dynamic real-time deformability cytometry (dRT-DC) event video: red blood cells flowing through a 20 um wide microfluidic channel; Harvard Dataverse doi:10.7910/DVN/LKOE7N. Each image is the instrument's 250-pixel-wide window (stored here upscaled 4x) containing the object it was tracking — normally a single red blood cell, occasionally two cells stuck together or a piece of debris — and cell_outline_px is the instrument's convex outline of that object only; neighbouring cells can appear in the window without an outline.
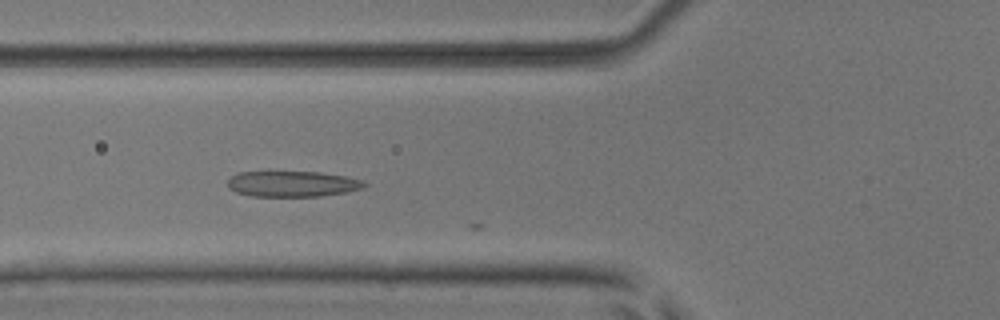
{"species": "common noctule bat (a hibernating species)", "species_latin": "Nyctalus noctula", "temperature_condition": "room temperature", "stored_images_in_passage": 9, "camera_frame_rate_fps": 3000, "um_per_image_px": 0.085, "animal": {"sex": "male", "body_mass_g": 17.9, "forearm_length_mm": 54.2}, "frame": {"image": 1, "passage_image": 7, "time_ms": 2.0, "image_size_px": [1000, 320], "cell_outline_px": [[368, 184], [360, 188], [348, 192], [320, 196], [252, 196], [236, 192], [228, 188], [228, 180], [236, 172], [320, 172], [344, 176], [364, 180]], "centroid_in_image_um": [24.85, 15.63], "position_along_channel_um": 100.9, "area_um2": 20.46}}